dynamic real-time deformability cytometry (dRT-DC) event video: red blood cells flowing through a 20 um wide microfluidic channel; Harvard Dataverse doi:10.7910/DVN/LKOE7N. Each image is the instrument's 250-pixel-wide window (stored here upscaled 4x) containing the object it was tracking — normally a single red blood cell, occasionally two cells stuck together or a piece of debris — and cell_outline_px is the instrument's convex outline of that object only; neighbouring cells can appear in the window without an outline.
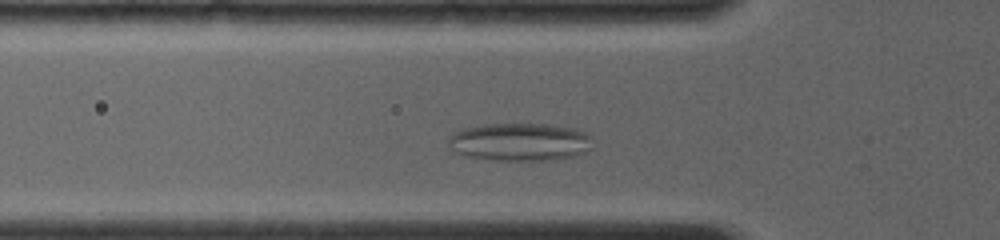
{"species": "common noctule bat (a hibernating species)", "species_latin": "Nyctalus noctula", "temperature_condition": "room temperature", "stored_images_in_passage": 53, "camera_frame_rate_fps": 4000, "um_per_image_px": 0.085, "animal": {"sex": "female", "body_mass_g": 19.0, "forearm_length_mm": 56.7}, "frame": {"image": 1, "passage_image": 11, "time_ms": 2.0, "image_size_px": [1000, 240], "cell_outline_px": [[592, 136], [588, 152], [556, 160], [496, 160], [464, 156], [452, 152], [448, 144], [448, 136], [452, 132], [464, 128], [484, 124], [548, 124], [576, 128], [588, 132]], "centroid_in_image_um": [44.17, 12.06], "position_along_channel_um": 81.6, "area_um2": 32.43}}
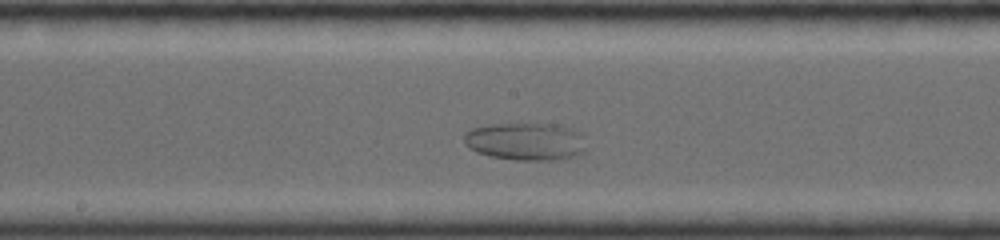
{"frame": {"image": 2, "passage_image": 24, "time_ms": 5.25, "image_size_px": [1000, 240], "cell_outline_px": [[588, 148], [576, 156], [564, 160], [516, 160], [492, 156], [476, 152], [468, 148], [464, 144], [464, 132], [472, 128], [484, 124], [560, 124], [572, 128], [584, 136]], "centroid_in_image_um": [44.71, 12.02], "position_along_channel_um": 203.5, "area_um2": 27.46}}
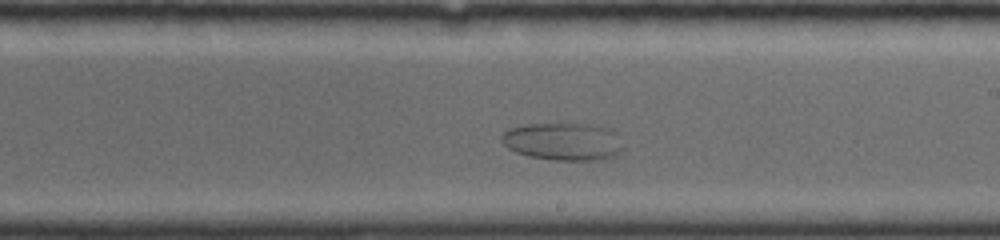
{"frame": {"image": 3, "passage_image": 28, "time_ms": 6.25, "image_size_px": [1000, 240], "cell_outline_px": [[620, 152], [616, 156], [600, 160], [552, 160], [528, 156], [516, 152], [508, 148], [504, 144], [500, 136], [508, 128], [528, 124], [600, 124], [612, 128], [616, 132], [620, 148]], "centroid_in_image_um": [47.87, 12.02], "position_along_channel_um": 241.1, "area_um2": 26.82}}